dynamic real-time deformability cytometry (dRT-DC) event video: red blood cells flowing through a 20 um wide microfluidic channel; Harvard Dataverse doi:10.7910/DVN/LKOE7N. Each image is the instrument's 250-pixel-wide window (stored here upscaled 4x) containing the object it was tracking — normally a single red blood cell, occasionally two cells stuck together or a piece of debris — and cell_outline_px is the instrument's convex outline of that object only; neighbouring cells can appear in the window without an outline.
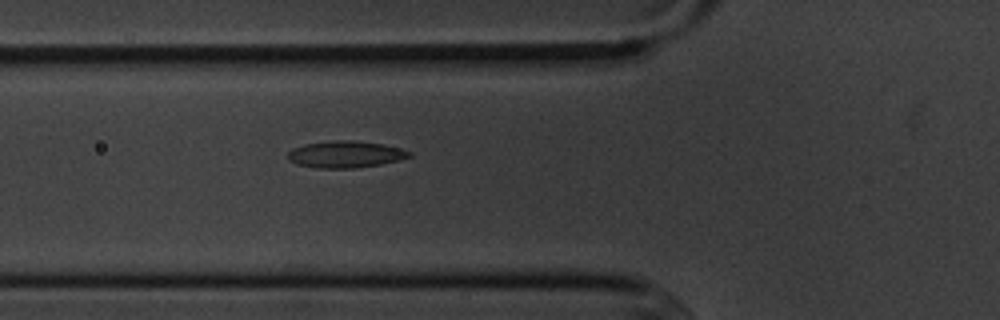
{"species": "common noctule bat (a hibernating species)", "species_latin": "Nyctalus noctula", "temperature_condition": "cold", "stored_images_in_passage": 3, "camera_frame_rate_fps": 3000, "um_per_image_px": 0.085, "animal": {"sex": "male", "body_mass_g": 20.1, "forearm_length_mm": 53.5}, "frame": {"image": 1, "passage_image": 3, "time_ms": 3.0, "image_size_px": [1000, 320], "cell_outline_px": [[412, 156], [400, 160], [380, 164], [356, 168], [316, 168], [296, 164], [288, 160], [288, 152], [292, 148], [304, 144], [336, 140], [352, 140], [384, 144], [400, 148], [412, 152]], "centroid_in_image_um": [29.36, 13.12], "position_along_channel_um": 96.4, "area_um2": 19.07}}